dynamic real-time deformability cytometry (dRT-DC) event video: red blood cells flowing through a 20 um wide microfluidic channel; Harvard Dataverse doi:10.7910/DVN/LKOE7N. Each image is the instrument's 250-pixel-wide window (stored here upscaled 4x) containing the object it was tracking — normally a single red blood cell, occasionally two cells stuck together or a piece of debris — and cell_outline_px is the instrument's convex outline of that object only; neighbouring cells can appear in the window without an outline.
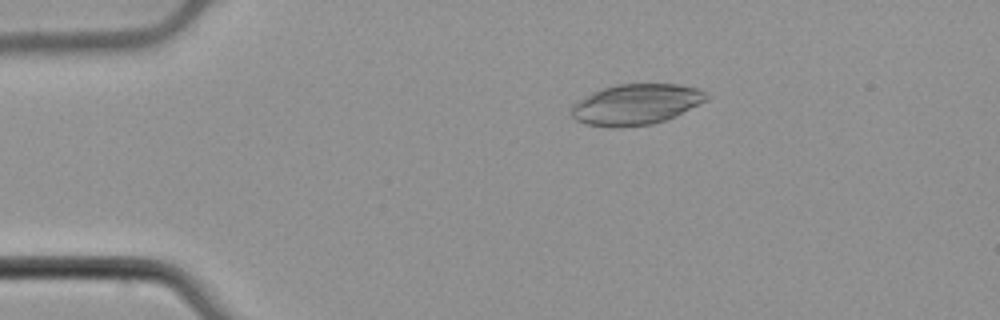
{"species": "common noctule bat (a hibernating species)", "species_latin": "Nyctalus noctula", "temperature_condition": "cold", "stored_images_in_passage": 4, "camera_frame_rate_fps": 3000, "um_per_image_px": 0.085, "animal": {"sex": "male", "body_mass_g": 21.5, "forearm_length_mm": 52.0}, "frame": {"image": 1, "passage_image": 2, "time_ms": 0.333, "image_size_px": [1000, 320], "cell_outline_px": [[708, 100], [676, 116], [652, 124], [612, 128], [584, 124], [576, 120], [572, 116], [572, 104], [592, 92], [616, 84], [680, 84], [700, 88], [708, 96]], "centroid_in_image_um": [54.07, 8.87], "position_along_channel_um": 30.9, "area_um2": 32.14}}
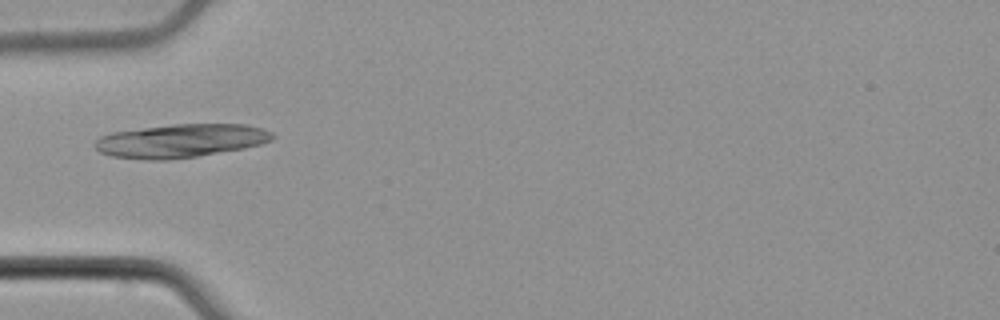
{"frame": {"image": 2, "passage_image": 4, "time_ms": 1.0, "image_size_px": [1000, 320], "cell_outline_px": [[276, 136], [272, 140], [260, 144], [244, 148], [196, 156], [168, 160], [148, 160], [112, 156], [100, 152], [92, 144], [100, 136], [112, 132], [172, 124], [248, 124], [264, 128], [272, 132]], "centroid_in_image_um": [15.38, 11.96], "position_along_channel_um": 69.6, "area_um2": 34.74}}